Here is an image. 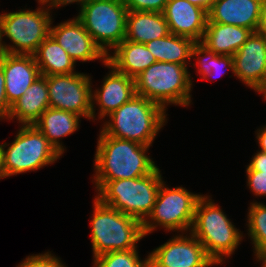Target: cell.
<instances>
[{
    "mask_svg": "<svg viewBox=\"0 0 266 267\" xmlns=\"http://www.w3.org/2000/svg\"><path fill=\"white\" fill-rule=\"evenodd\" d=\"M232 58L234 75L255 91L266 73V34L252 32Z\"/></svg>",
    "mask_w": 266,
    "mask_h": 267,
    "instance_id": "14",
    "label": "cell"
},
{
    "mask_svg": "<svg viewBox=\"0 0 266 267\" xmlns=\"http://www.w3.org/2000/svg\"><path fill=\"white\" fill-rule=\"evenodd\" d=\"M81 116L60 109L47 108L33 124L50 142L59 154L64 153L62 137L73 134L79 127Z\"/></svg>",
    "mask_w": 266,
    "mask_h": 267,
    "instance_id": "23",
    "label": "cell"
},
{
    "mask_svg": "<svg viewBox=\"0 0 266 267\" xmlns=\"http://www.w3.org/2000/svg\"><path fill=\"white\" fill-rule=\"evenodd\" d=\"M128 11L162 13L169 0H123Z\"/></svg>",
    "mask_w": 266,
    "mask_h": 267,
    "instance_id": "30",
    "label": "cell"
},
{
    "mask_svg": "<svg viewBox=\"0 0 266 267\" xmlns=\"http://www.w3.org/2000/svg\"><path fill=\"white\" fill-rule=\"evenodd\" d=\"M17 267H66L50 252L28 256Z\"/></svg>",
    "mask_w": 266,
    "mask_h": 267,
    "instance_id": "29",
    "label": "cell"
},
{
    "mask_svg": "<svg viewBox=\"0 0 266 267\" xmlns=\"http://www.w3.org/2000/svg\"><path fill=\"white\" fill-rule=\"evenodd\" d=\"M104 65L109 69L111 68V71L104 77L101 89L94 90L91 94L92 119H95L96 116L94 109L95 103H97L96 105L100 108L98 118L103 119L128 102L136 94L135 79L118 72L108 62Z\"/></svg>",
    "mask_w": 266,
    "mask_h": 267,
    "instance_id": "16",
    "label": "cell"
},
{
    "mask_svg": "<svg viewBox=\"0 0 266 267\" xmlns=\"http://www.w3.org/2000/svg\"><path fill=\"white\" fill-rule=\"evenodd\" d=\"M202 196L191 193L184 187L170 189L163 181L159 187L153 209L142 223L143 234L146 236L152 233L158 225L168 231L185 232L191 230L196 205Z\"/></svg>",
    "mask_w": 266,
    "mask_h": 267,
    "instance_id": "10",
    "label": "cell"
},
{
    "mask_svg": "<svg viewBox=\"0 0 266 267\" xmlns=\"http://www.w3.org/2000/svg\"><path fill=\"white\" fill-rule=\"evenodd\" d=\"M189 232L203 245L216 265L222 264L226 257L234 253L243 237L241 231L235 228L227 215L208 196H202L198 200Z\"/></svg>",
    "mask_w": 266,
    "mask_h": 267,
    "instance_id": "3",
    "label": "cell"
},
{
    "mask_svg": "<svg viewBox=\"0 0 266 267\" xmlns=\"http://www.w3.org/2000/svg\"><path fill=\"white\" fill-rule=\"evenodd\" d=\"M196 42L188 37L172 33L145 43L156 61L177 63L187 66L192 58V48Z\"/></svg>",
    "mask_w": 266,
    "mask_h": 267,
    "instance_id": "25",
    "label": "cell"
},
{
    "mask_svg": "<svg viewBox=\"0 0 266 267\" xmlns=\"http://www.w3.org/2000/svg\"><path fill=\"white\" fill-rule=\"evenodd\" d=\"M262 0H215L207 22L230 24L258 31Z\"/></svg>",
    "mask_w": 266,
    "mask_h": 267,
    "instance_id": "18",
    "label": "cell"
},
{
    "mask_svg": "<svg viewBox=\"0 0 266 267\" xmlns=\"http://www.w3.org/2000/svg\"><path fill=\"white\" fill-rule=\"evenodd\" d=\"M5 178L4 167H3V153L0 145V179Z\"/></svg>",
    "mask_w": 266,
    "mask_h": 267,
    "instance_id": "39",
    "label": "cell"
},
{
    "mask_svg": "<svg viewBox=\"0 0 266 267\" xmlns=\"http://www.w3.org/2000/svg\"><path fill=\"white\" fill-rule=\"evenodd\" d=\"M1 144L5 177L38 170L60 158L48 139L34 126L22 125L11 145Z\"/></svg>",
    "mask_w": 266,
    "mask_h": 267,
    "instance_id": "9",
    "label": "cell"
},
{
    "mask_svg": "<svg viewBox=\"0 0 266 267\" xmlns=\"http://www.w3.org/2000/svg\"><path fill=\"white\" fill-rule=\"evenodd\" d=\"M2 43H3V41H2V38H1V34H0V61L3 58L4 54H5Z\"/></svg>",
    "mask_w": 266,
    "mask_h": 267,
    "instance_id": "40",
    "label": "cell"
},
{
    "mask_svg": "<svg viewBox=\"0 0 266 267\" xmlns=\"http://www.w3.org/2000/svg\"><path fill=\"white\" fill-rule=\"evenodd\" d=\"M247 185L255 196H266V173L262 171L246 170Z\"/></svg>",
    "mask_w": 266,
    "mask_h": 267,
    "instance_id": "31",
    "label": "cell"
},
{
    "mask_svg": "<svg viewBox=\"0 0 266 267\" xmlns=\"http://www.w3.org/2000/svg\"><path fill=\"white\" fill-rule=\"evenodd\" d=\"M0 64L4 72L6 98L12 105L41 76L40 70L33 55L5 53Z\"/></svg>",
    "mask_w": 266,
    "mask_h": 267,
    "instance_id": "17",
    "label": "cell"
},
{
    "mask_svg": "<svg viewBox=\"0 0 266 267\" xmlns=\"http://www.w3.org/2000/svg\"><path fill=\"white\" fill-rule=\"evenodd\" d=\"M160 172L157 167L146 176L108 181L95 197L103 204L143 223L153 209L163 182Z\"/></svg>",
    "mask_w": 266,
    "mask_h": 267,
    "instance_id": "6",
    "label": "cell"
},
{
    "mask_svg": "<svg viewBox=\"0 0 266 267\" xmlns=\"http://www.w3.org/2000/svg\"><path fill=\"white\" fill-rule=\"evenodd\" d=\"M91 223L93 257L113 251L136 249L137 242L145 235L142 223L122 212L94 200Z\"/></svg>",
    "mask_w": 266,
    "mask_h": 267,
    "instance_id": "4",
    "label": "cell"
},
{
    "mask_svg": "<svg viewBox=\"0 0 266 267\" xmlns=\"http://www.w3.org/2000/svg\"><path fill=\"white\" fill-rule=\"evenodd\" d=\"M247 216L248 235L254 245L256 259L266 258V205L251 203Z\"/></svg>",
    "mask_w": 266,
    "mask_h": 267,
    "instance_id": "27",
    "label": "cell"
},
{
    "mask_svg": "<svg viewBox=\"0 0 266 267\" xmlns=\"http://www.w3.org/2000/svg\"><path fill=\"white\" fill-rule=\"evenodd\" d=\"M94 267H149L148 256L141 260L137 248L108 252L94 258Z\"/></svg>",
    "mask_w": 266,
    "mask_h": 267,
    "instance_id": "28",
    "label": "cell"
},
{
    "mask_svg": "<svg viewBox=\"0 0 266 267\" xmlns=\"http://www.w3.org/2000/svg\"><path fill=\"white\" fill-rule=\"evenodd\" d=\"M246 170L262 171L266 173V153L262 151L255 153Z\"/></svg>",
    "mask_w": 266,
    "mask_h": 267,
    "instance_id": "33",
    "label": "cell"
},
{
    "mask_svg": "<svg viewBox=\"0 0 266 267\" xmlns=\"http://www.w3.org/2000/svg\"><path fill=\"white\" fill-rule=\"evenodd\" d=\"M42 8L32 10H20L0 14L1 38L6 36L14 45L2 43L5 53L33 55L38 46L50 35L52 18L50 8H56L42 4Z\"/></svg>",
    "mask_w": 266,
    "mask_h": 267,
    "instance_id": "7",
    "label": "cell"
},
{
    "mask_svg": "<svg viewBox=\"0 0 266 267\" xmlns=\"http://www.w3.org/2000/svg\"><path fill=\"white\" fill-rule=\"evenodd\" d=\"M38 3L40 5L46 4L47 7H48V5H52L56 8H58L60 6L67 5V0H38Z\"/></svg>",
    "mask_w": 266,
    "mask_h": 267,
    "instance_id": "37",
    "label": "cell"
},
{
    "mask_svg": "<svg viewBox=\"0 0 266 267\" xmlns=\"http://www.w3.org/2000/svg\"><path fill=\"white\" fill-rule=\"evenodd\" d=\"M84 1H86V0H67V5L70 4V3L72 4V3H74V2L80 4V3L84 2Z\"/></svg>",
    "mask_w": 266,
    "mask_h": 267,
    "instance_id": "41",
    "label": "cell"
},
{
    "mask_svg": "<svg viewBox=\"0 0 266 267\" xmlns=\"http://www.w3.org/2000/svg\"><path fill=\"white\" fill-rule=\"evenodd\" d=\"M193 56L194 59L198 56V59H196L198 60L196 62L198 66L197 73H200V76H202L200 78H203V80H209L208 77L218 78L216 77L217 73L222 72V68L225 66L234 74V63L232 56L216 54L214 51L209 50L201 42H196L194 44L192 48V58Z\"/></svg>",
    "mask_w": 266,
    "mask_h": 267,
    "instance_id": "26",
    "label": "cell"
},
{
    "mask_svg": "<svg viewBox=\"0 0 266 267\" xmlns=\"http://www.w3.org/2000/svg\"><path fill=\"white\" fill-rule=\"evenodd\" d=\"M49 107L47 79L41 75L11 105L7 120L17 118L22 125H33Z\"/></svg>",
    "mask_w": 266,
    "mask_h": 267,
    "instance_id": "19",
    "label": "cell"
},
{
    "mask_svg": "<svg viewBox=\"0 0 266 267\" xmlns=\"http://www.w3.org/2000/svg\"><path fill=\"white\" fill-rule=\"evenodd\" d=\"M255 91L258 93H262V95L264 96V99L266 100V73L260 86Z\"/></svg>",
    "mask_w": 266,
    "mask_h": 267,
    "instance_id": "38",
    "label": "cell"
},
{
    "mask_svg": "<svg viewBox=\"0 0 266 267\" xmlns=\"http://www.w3.org/2000/svg\"><path fill=\"white\" fill-rule=\"evenodd\" d=\"M256 133L260 151L266 153V126L258 129Z\"/></svg>",
    "mask_w": 266,
    "mask_h": 267,
    "instance_id": "34",
    "label": "cell"
},
{
    "mask_svg": "<svg viewBox=\"0 0 266 267\" xmlns=\"http://www.w3.org/2000/svg\"><path fill=\"white\" fill-rule=\"evenodd\" d=\"M162 13L170 33L202 41L208 21L206 10L187 0H169Z\"/></svg>",
    "mask_w": 266,
    "mask_h": 267,
    "instance_id": "15",
    "label": "cell"
},
{
    "mask_svg": "<svg viewBox=\"0 0 266 267\" xmlns=\"http://www.w3.org/2000/svg\"><path fill=\"white\" fill-rule=\"evenodd\" d=\"M150 146L106 135L102 130L94 157V182L99 191L108 181L139 178L152 173L157 165L146 155Z\"/></svg>",
    "mask_w": 266,
    "mask_h": 267,
    "instance_id": "1",
    "label": "cell"
},
{
    "mask_svg": "<svg viewBox=\"0 0 266 267\" xmlns=\"http://www.w3.org/2000/svg\"><path fill=\"white\" fill-rule=\"evenodd\" d=\"M49 106L92 119V86L90 76L71 73L45 76Z\"/></svg>",
    "mask_w": 266,
    "mask_h": 267,
    "instance_id": "11",
    "label": "cell"
},
{
    "mask_svg": "<svg viewBox=\"0 0 266 267\" xmlns=\"http://www.w3.org/2000/svg\"><path fill=\"white\" fill-rule=\"evenodd\" d=\"M33 56L43 76L76 73V62L51 35L38 46Z\"/></svg>",
    "mask_w": 266,
    "mask_h": 267,
    "instance_id": "24",
    "label": "cell"
},
{
    "mask_svg": "<svg viewBox=\"0 0 266 267\" xmlns=\"http://www.w3.org/2000/svg\"><path fill=\"white\" fill-rule=\"evenodd\" d=\"M257 261H262V266L261 267H266V258H262V259H256Z\"/></svg>",
    "mask_w": 266,
    "mask_h": 267,
    "instance_id": "42",
    "label": "cell"
},
{
    "mask_svg": "<svg viewBox=\"0 0 266 267\" xmlns=\"http://www.w3.org/2000/svg\"><path fill=\"white\" fill-rule=\"evenodd\" d=\"M187 1L195 6L203 8L208 12L215 0H187Z\"/></svg>",
    "mask_w": 266,
    "mask_h": 267,
    "instance_id": "36",
    "label": "cell"
},
{
    "mask_svg": "<svg viewBox=\"0 0 266 267\" xmlns=\"http://www.w3.org/2000/svg\"><path fill=\"white\" fill-rule=\"evenodd\" d=\"M187 66L156 61L135 78V93L161 105L191 103V74ZM167 105V106H166Z\"/></svg>",
    "mask_w": 266,
    "mask_h": 267,
    "instance_id": "5",
    "label": "cell"
},
{
    "mask_svg": "<svg viewBox=\"0 0 266 267\" xmlns=\"http://www.w3.org/2000/svg\"><path fill=\"white\" fill-rule=\"evenodd\" d=\"M10 109L11 105L6 98L4 72L0 64V119H7Z\"/></svg>",
    "mask_w": 266,
    "mask_h": 267,
    "instance_id": "32",
    "label": "cell"
},
{
    "mask_svg": "<svg viewBox=\"0 0 266 267\" xmlns=\"http://www.w3.org/2000/svg\"><path fill=\"white\" fill-rule=\"evenodd\" d=\"M127 13L123 0H86L76 17L108 56L125 39Z\"/></svg>",
    "mask_w": 266,
    "mask_h": 267,
    "instance_id": "8",
    "label": "cell"
},
{
    "mask_svg": "<svg viewBox=\"0 0 266 267\" xmlns=\"http://www.w3.org/2000/svg\"><path fill=\"white\" fill-rule=\"evenodd\" d=\"M113 51V56H107V62L118 72L133 79L156 62L154 55L143 43L124 39Z\"/></svg>",
    "mask_w": 266,
    "mask_h": 267,
    "instance_id": "20",
    "label": "cell"
},
{
    "mask_svg": "<svg viewBox=\"0 0 266 267\" xmlns=\"http://www.w3.org/2000/svg\"><path fill=\"white\" fill-rule=\"evenodd\" d=\"M252 32L244 27L207 22L201 43L216 54L233 56Z\"/></svg>",
    "mask_w": 266,
    "mask_h": 267,
    "instance_id": "22",
    "label": "cell"
},
{
    "mask_svg": "<svg viewBox=\"0 0 266 267\" xmlns=\"http://www.w3.org/2000/svg\"><path fill=\"white\" fill-rule=\"evenodd\" d=\"M175 235L148 254L149 267H211L216 263L192 234Z\"/></svg>",
    "mask_w": 266,
    "mask_h": 267,
    "instance_id": "12",
    "label": "cell"
},
{
    "mask_svg": "<svg viewBox=\"0 0 266 267\" xmlns=\"http://www.w3.org/2000/svg\"><path fill=\"white\" fill-rule=\"evenodd\" d=\"M258 31L266 34V0H262L260 24Z\"/></svg>",
    "mask_w": 266,
    "mask_h": 267,
    "instance_id": "35",
    "label": "cell"
},
{
    "mask_svg": "<svg viewBox=\"0 0 266 267\" xmlns=\"http://www.w3.org/2000/svg\"><path fill=\"white\" fill-rule=\"evenodd\" d=\"M50 35L75 62L77 60L87 62L96 59H102L100 61L104 64L107 62V55L95 43L77 17L61 22L53 28L51 23Z\"/></svg>",
    "mask_w": 266,
    "mask_h": 267,
    "instance_id": "13",
    "label": "cell"
},
{
    "mask_svg": "<svg viewBox=\"0 0 266 267\" xmlns=\"http://www.w3.org/2000/svg\"><path fill=\"white\" fill-rule=\"evenodd\" d=\"M102 131L111 137L152 146L159 130L165 125L166 110L154 101L134 95L113 111Z\"/></svg>",
    "mask_w": 266,
    "mask_h": 267,
    "instance_id": "2",
    "label": "cell"
},
{
    "mask_svg": "<svg viewBox=\"0 0 266 267\" xmlns=\"http://www.w3.org/2000/svg\"><path fill=\"white\" fill-rule=\"evenodd\" d=\"M170 34L163 13L149 11H128L125 40L147 43Z\"/></svg>",
    "mask_w": 266,
    "mask_h": 267,
    "instance_id": "21",
    "label": "cell"
}]
</instances>
